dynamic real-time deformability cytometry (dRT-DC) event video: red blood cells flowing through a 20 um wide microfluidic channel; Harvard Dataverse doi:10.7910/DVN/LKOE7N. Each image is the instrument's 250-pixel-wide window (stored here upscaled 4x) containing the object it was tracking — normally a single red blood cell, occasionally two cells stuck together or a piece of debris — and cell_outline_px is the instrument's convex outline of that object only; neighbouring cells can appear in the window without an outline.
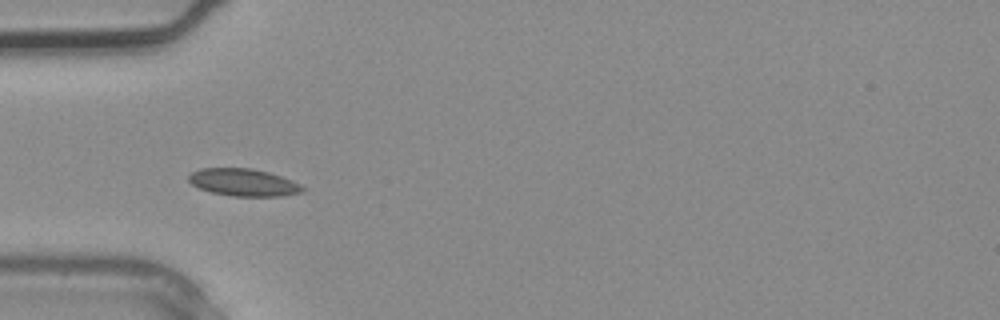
{"species": "common noctule bat (a hibernating species)", "species_latin": "Nyctalus noctula", "temperature_condition": "warm", "stored_images_in_passage": 3, "camera_frame_rate_fps": 3000, "um_per_image_px": 0.085, "animal": {"sex": "male", "body_mass_g": 20.4}, "frame": {"image": 1, "passage_image": 3, "time_ms": 0.667, "image_size_px": [1000, 320], "cell_outline_px": [[308, 188], [304, 192], [280, 196], [232, 196], [212, 192], [200, 188], [192, 184], [188, 180], [188, 176], [192, 172], [200, 168], [252, 168], [268, 172], [292, 180]], "centroid_in_image_um": [20.73, 15.5], "position_along_channel_um": 64.3, "area_um2": 18.21}}